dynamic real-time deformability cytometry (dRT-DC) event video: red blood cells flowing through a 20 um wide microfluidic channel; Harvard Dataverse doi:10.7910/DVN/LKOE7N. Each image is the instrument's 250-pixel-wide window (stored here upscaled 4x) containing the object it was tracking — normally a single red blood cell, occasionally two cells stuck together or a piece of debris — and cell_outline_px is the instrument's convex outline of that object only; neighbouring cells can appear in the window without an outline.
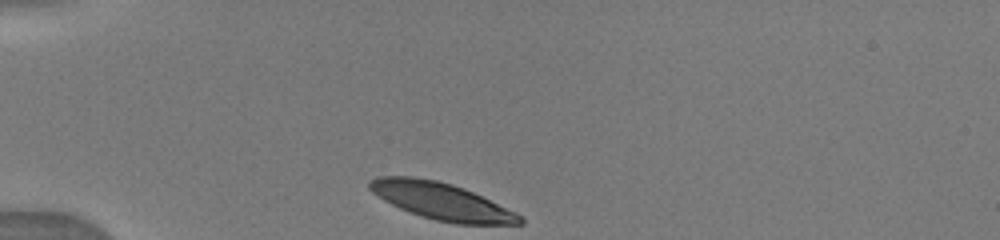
{"species": "human", "species_latin": "Homo sapiens", "temperature_condition": "warm", "stored_images_in_passage": 39, "camera_frame_rate_fps": 3000, "um_per_image_px": 0.085, "donor": {"sex": "male"}, "frame": {"image": 1, "passage_image": 1, "time_ms": 0.0, "image_size_px": [1000, 240], "cell_outline_px": [[524, 224], [456, 224], [436, 220], [420, 216], [400, 208], [376, 196], [368, 188], [368, 180], [376, 176], [412, 176], [436, 180], [452, 184], [472, 192], [516, 212], [524, 220]], "centroid_in_image_um": [37.48, 17.09], "position_along_channel_um": 47.5, "area_um2": 32.25}}
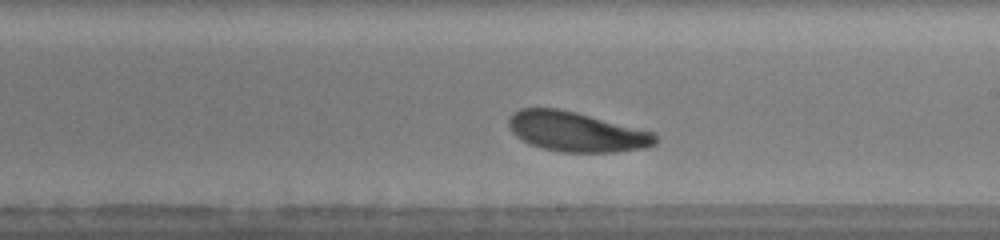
{"frame": {"image": 2, "passage_image": 20, "time_ms": 5.667, "image_size_px": [1000, 240], "cell_outline_px": [[660, 140], [656, 144], [644, 148], [616, 152], [560, 152], [540, 148], [528, 144], [516, 136], [512, 132], [508, 124], [508, 120], [512, 112], [520, 108], [560, 108], [656, 132], [660, 136]], "centroid_in_image_um": [49.03, 11.2], "position_along_channel_um": 240.0, "area_um2": 34.62}}
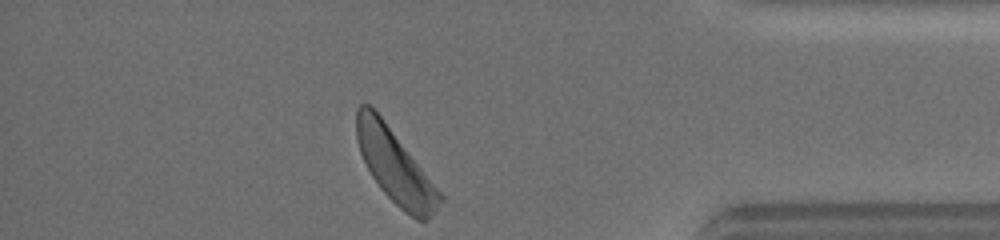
{"frame": {"image": 3, "passage_image": 38, "time_ms": 10.333, "image_size_px": [1000, 240], "cell_outline_px": [[444, 200], [428, 220], [416, 220], [404, 212], [380, 188], [372, 176], [360, 152], [356, 140], [356, 108], [360, 104], [368, 104], [380, 116], [444, 196]], "centroid_in_image_um": [33.58, 14.17], "position_along_channel_um": 401.6, "area_um2": 34.97}}